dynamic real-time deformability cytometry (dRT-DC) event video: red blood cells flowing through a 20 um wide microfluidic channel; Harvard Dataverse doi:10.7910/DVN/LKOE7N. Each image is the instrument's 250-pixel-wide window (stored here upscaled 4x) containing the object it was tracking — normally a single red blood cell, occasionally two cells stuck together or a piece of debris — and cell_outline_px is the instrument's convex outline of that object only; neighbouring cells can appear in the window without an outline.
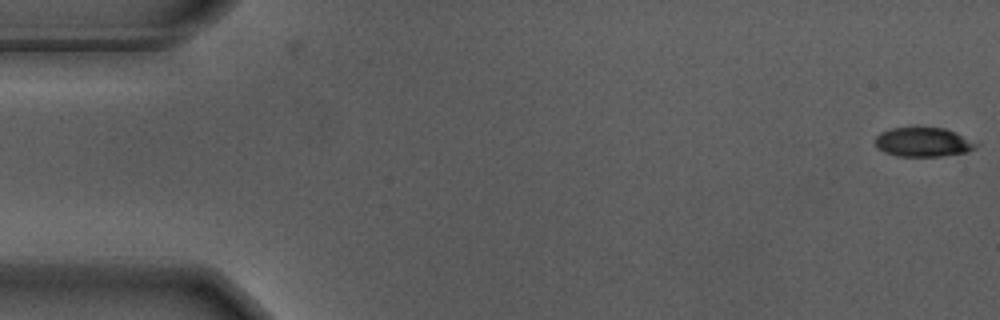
{"species": "Egyptian fruit bat (a non-hibernating species)", "species_latin": "Rousettus aegyptiacus", "temperature_condition": "warm", "stored_images_in_passage": 2, "camera_frame_rate_fps": 3000, "um_per_image_px": 0.085, "animal": {"sex": "male"}, "frame": {"image": 1, "passage_image": 2, "time_ms": 0.333, "image_size_px": [1000, 320], "cell_outline_px": [[980, 144], [976, 148], [968, 152], [940, 156], [896, 156], [884, 152], [876, 144], [876, 136], [880, 132], [892, 128], [944, 128], [956, 132], [976, 140]], "centroid_in_image_um": [78.55, 12.08], "position_along_channel_um": 6.4, "area_um2": 17.28}}